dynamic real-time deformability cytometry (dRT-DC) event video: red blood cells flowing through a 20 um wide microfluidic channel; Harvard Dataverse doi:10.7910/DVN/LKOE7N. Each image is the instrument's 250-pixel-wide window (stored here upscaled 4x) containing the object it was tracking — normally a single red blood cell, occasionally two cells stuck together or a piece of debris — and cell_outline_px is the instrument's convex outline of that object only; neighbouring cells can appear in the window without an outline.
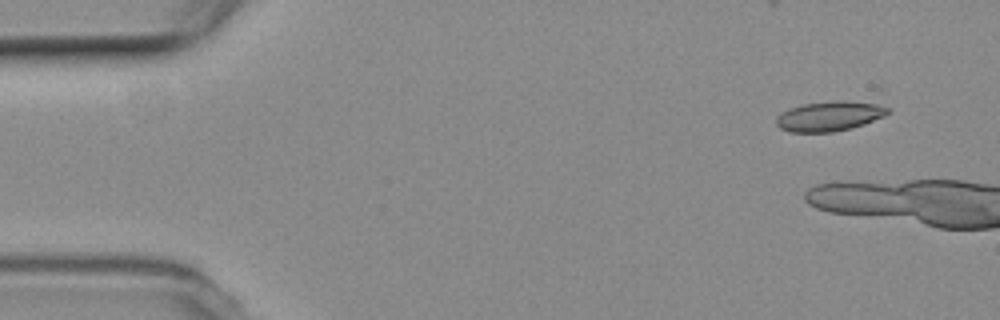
{"species": "common noctule bat (a hibernating species)", "species_latin": "Nyctalus noctula", "temperature_condition": "room temperature", "stored_images_in_passage": 3, "camera_frame_rate_fps": 3000, "um_per_image_px": 0.085, "animal": {"sex": "female", "body_mass_g": 19.3, "forearm_length_mm": 54.1}, "frame": {"image": 1, "passage_image": 1, "time_ms": 0.0, "image_size_px": [1000, 320], "cell_outline_px": [[888, 112], [884, 116], [864, 124], [832, 132], [792, 132], [780, 128], [776, 124], [776, 116], [788, 108], [804, 104], [872, 100], [888, 108]], "centroid_in_image_um": [70.52, 9.87], "position_along_channel_um": 14.5, "area_um2": 19.19}}